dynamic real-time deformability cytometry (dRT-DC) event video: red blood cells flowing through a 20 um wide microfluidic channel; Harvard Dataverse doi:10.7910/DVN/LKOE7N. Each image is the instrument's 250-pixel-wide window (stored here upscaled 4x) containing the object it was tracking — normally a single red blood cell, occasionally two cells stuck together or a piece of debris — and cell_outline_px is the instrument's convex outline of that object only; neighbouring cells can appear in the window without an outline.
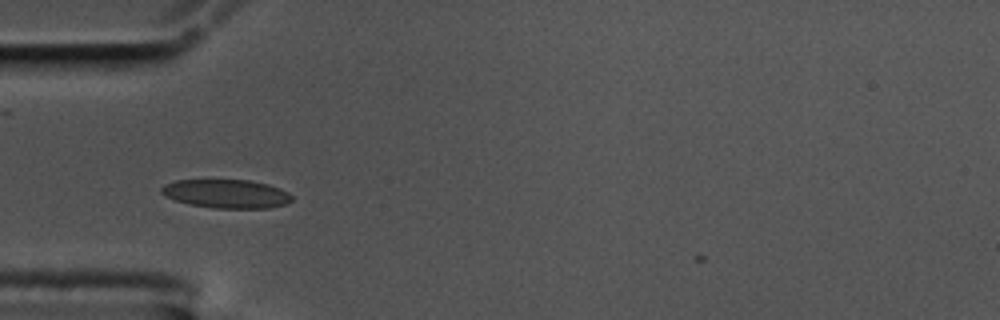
{"species": "common noctule bat (a hibernating species)", "species_latin": "Nyctalus noctula", "temperature_condition": "cold", "stored_images_in_passage": 42, "camera_frame_rate_fps": 3000, "um_per_image_px": 0.085, "animal": {"sex": "male", "body_mass_g": 17.5, "forearm_length_mm": 52.3}, "frame": {"image": 1, "passage_image": 2, "time_ms": 0.333, "image_size_px": [1000, 320], "cell_outline_px": [[292, 200], [284, 204], [268, 208], [212, 208], [188, 204], [164, 196], [160, 192], [160, 188], [164, 184], [176, 180], [248, 180], [268, 184], [280, 188], [288, 192], [292, 196]], "centroid_in_image_um": [19.21, 16.47], "position_along_channel_um": 65.8, "area_um2": 21.85}}
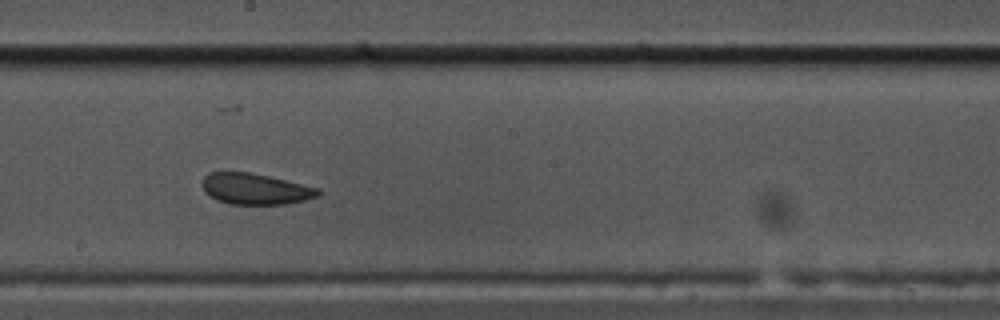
{"frame": {"image": 2, "passage_image": 16, "time_ms": 5.0, "image_size_px": [1000, 320], "cell_outline_px": [[320, 196], [288, 204], [228, 204], [216, 200], [204, 192], [200, 184], [204, 176], [208, 172], [252, 172], [320, 188]], "centroid_in_image_um": [21.67, 16.06], "position_along_channel_um": 226.5, "area_um2": 21.27}}
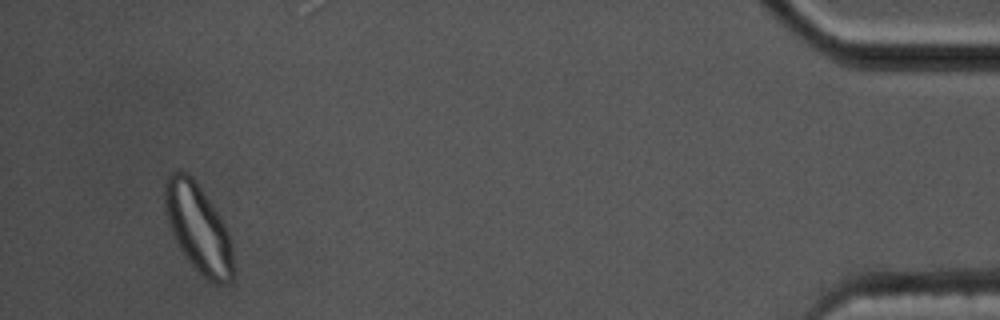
{"frame": {"image": 3, "passage_image": 39, "time_ms": 12.667, "image_size_px": [1000, 320], "cell_outline_px": [[232, 280], [224, 284], [216, 284], [208, 280], [192, 264], [180, 248], [172, 232], [164, 208], [164, 180], [168, 172], [188, 172], [192, 176], [224, 224], [228, 232], [232, 248]], "centroid_in_image_um": [16.82, 19.36], "position_along_channel_um": 418.4, "area_um2": 34.51}, "authors_computed_cell_mechanics": {"area_um2": 21.8484, "velocity_mm_per_s": 3.4654, "shape_relaxation_time_tau1_ms": 8.5938, "shape_relaxation_time_tau2_ms": 1.846, "deformation_change_tau1": 0.1233, "deformation_change_tau2": 0.0592}}